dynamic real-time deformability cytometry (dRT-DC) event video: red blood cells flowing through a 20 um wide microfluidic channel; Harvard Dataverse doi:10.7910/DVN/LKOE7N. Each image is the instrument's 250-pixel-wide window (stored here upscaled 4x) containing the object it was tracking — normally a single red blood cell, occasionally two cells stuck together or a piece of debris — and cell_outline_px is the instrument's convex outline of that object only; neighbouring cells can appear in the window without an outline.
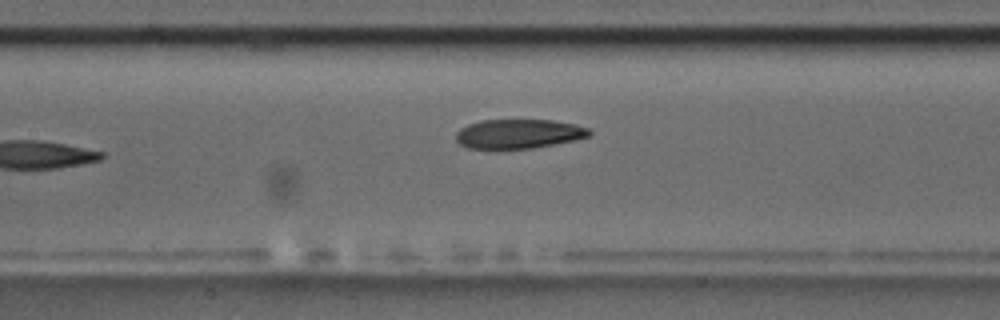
{"species": "common noctule bat (a hibernating species)", "species_latin": "Nyctalus noctula", "temperature_condition": "room temperature", "stored_images_in_passage": 10, "segment_of_instrument_passage": [1, 2], "camera_frame_rate_fps": 3000, "um_per_image_px": 0.085, "animal": {"sex": "male", "body_mass_g": 17.5, "forearm_length_mm": 52.3}, "frame": {"image": 1, "passage_image": 7, "time_ms": 7.0, "image_size_px": [1000, 320], "cell_outline_px": [[592, 132], [588, 136], [556, 144], [532, 148], [468, 148], [460, 144], [456, 140], [456, 132], [460, 128], [468, 124], [480, 120], [552, 120], [572, 124], [588, 128]], "centroid_in_image_um": [44.04, 11.37], "position_along_channel_um": 163.4, "area_um2": 22.54}}
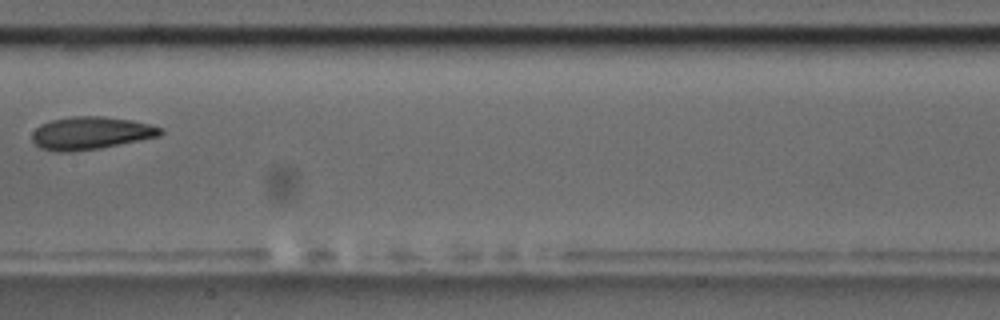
{"frame": {"image": 2, "passage_image": 8, "time_ms": 8.0, "image_size_px": [1000, 320], "cell_outline_px": [[164, 132], [160, 136], [100, 148], [72, 152], [56, 152], [40, 148], [32, 140], [32, 132], [40, 124], [52, 120], [72, 116], [104, 116], [132, 120], [164, 128]], "centroid_in_image_um": [7.71, 11.31], "position_along_channel_um": 199.7, "area_um2": 24.62}}